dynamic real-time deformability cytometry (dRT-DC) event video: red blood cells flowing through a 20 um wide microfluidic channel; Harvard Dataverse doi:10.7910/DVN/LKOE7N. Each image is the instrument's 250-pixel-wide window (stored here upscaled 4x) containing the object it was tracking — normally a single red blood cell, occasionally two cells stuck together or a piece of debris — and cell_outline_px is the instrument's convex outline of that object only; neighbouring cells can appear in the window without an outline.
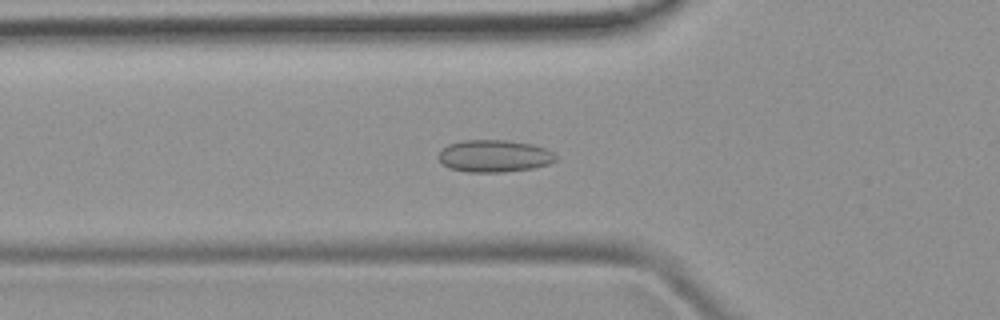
{"species": "common noctule bat (a hibernating species)", "species_latin": "Nyctalus noctula", "temperature_condition": "room temperature", "stored_images_in_passage": 43, "camera_frame_rate_fps": 3000, "um_per_image_px": 0.085, "animal": {"sex": "female", "body_mass_g": 19.9}, "frame": {"image": 1, "passage_image": 16, "time_ms": 5.0, "image_size_px": [1000, 320], "cell_outline_px": [[556, 160], [548, 164], [532, 168], [504, 172], [468, 172], [448, 168], [436, 156], [448, 144], [464, 140], [508, 140], [532, 144], [544, 148], [552, 152], [556, 156]], "centroid_in_image_um": [42.0, 13.26], "position_along_channel_um": 83.8, "area_um2": 21.96}}
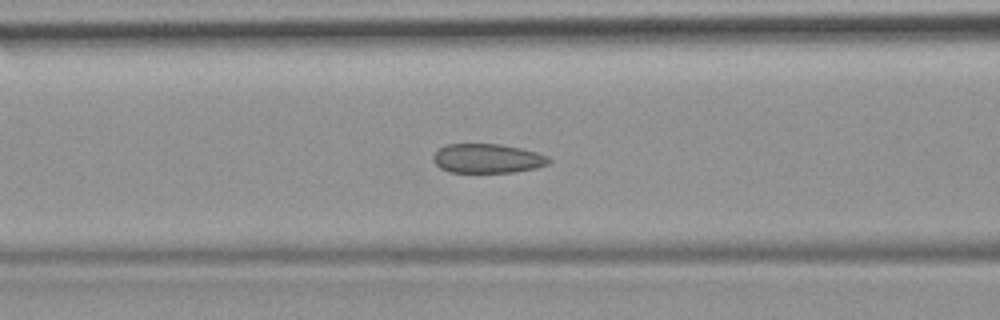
{"frame": {"image": 2, "passage_image": 19, "time_ms": 6.0, "image_size_px": [1000, 320], "cell_outline_px": [[548, 164], [536, 168], [512, 172], [448, 172], [440, 168], [432, 160], [432, 156], [440, 148], [448, 144], [500, 144], [520, 148], [536, 152], [548, 156]], "centroid_in_image_um": [41.4, 13.47], "position_along_channel_um": 125.2, "area_um2": 19.59}}
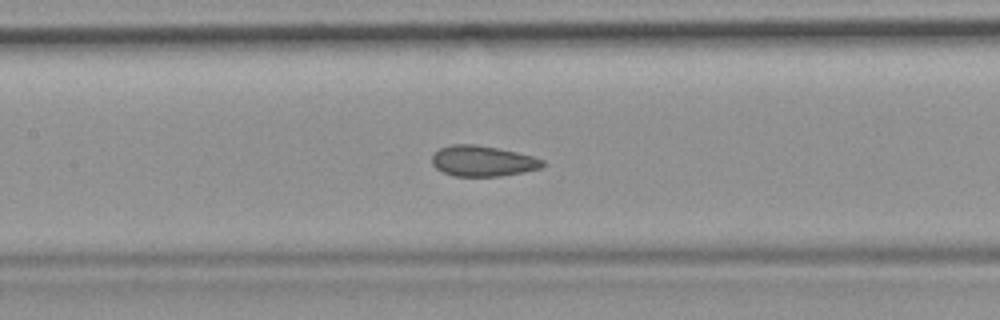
{"frame": {"image": 3, "passage_image": 22, "time_ms": 7.0, "image_size_px": [1000, 320], "cell_outline_px": [[544, 164], [540, 168], [524, 172], [500, 176], [456, 176], [444, 172], [436, 168], [432, 164], [432, 156], [440, 148], [452, 144], [476, 144], [516, 152], [532, 156], [544, 160]], "centroid_in_image_um": [41.02, 13.68], "position_along_channel_um": 166.4, "area_um2": 19.59}}